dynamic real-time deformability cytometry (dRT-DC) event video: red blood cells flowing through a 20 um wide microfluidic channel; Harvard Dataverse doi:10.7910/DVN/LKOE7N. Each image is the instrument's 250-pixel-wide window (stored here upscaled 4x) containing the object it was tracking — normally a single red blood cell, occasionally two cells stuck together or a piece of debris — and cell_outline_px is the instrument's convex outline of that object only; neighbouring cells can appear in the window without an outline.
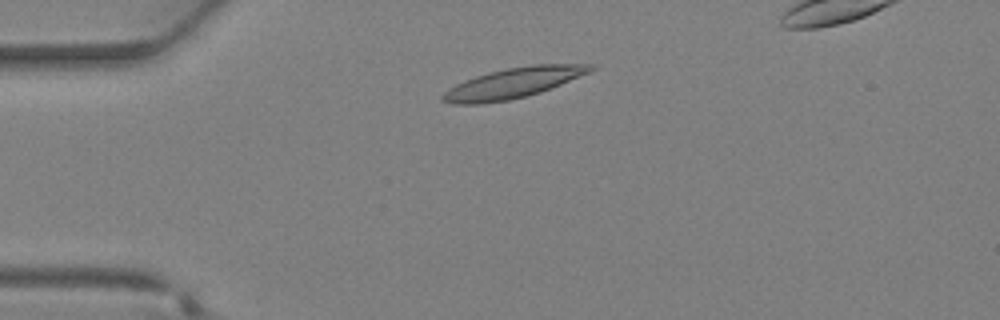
{"species": "Egyptian fruit bat (a non-hibernating species)", "species_latin": "Rousettus aegyptiacus", "temperature_condition": "warm", "stored_images_in_passage": 30, "camera_frame_rate_fps": 3000, "um_per_image_px": 0.085, "animal": {"sex": "female"}, "frame": {"image": 1, "passage_image": 3, "time_ms": 0.667, "image_size_px": [1000, 320], "cell_outline_px": [[596, 68], [592, 72], [540, 92], [508, 100], [480, 104], [452, 104], [440, 100], [440, 96], [448, 88], [464, 80], [488, 72], [504, 68], [532, 64], [592, 64]], "centroid_in_image_um": [43.6, 7.04], "position_along_channel_um": 41.4, "area_um2": 26.24}}
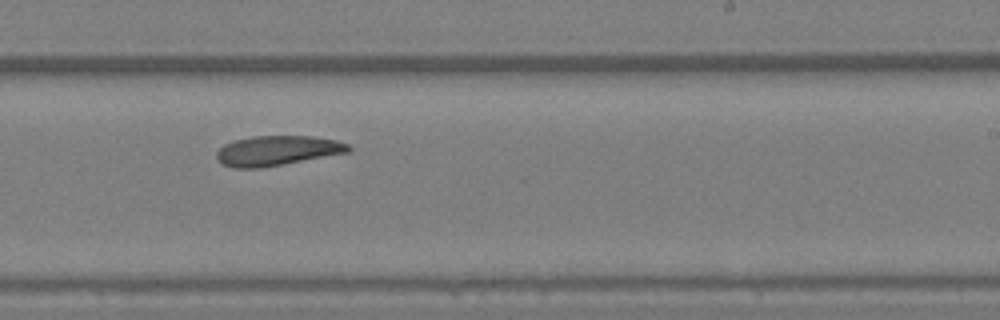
{"frame": {"image": 2, "passage_image": 17, "time_ms": 5.333, "image_size_px": [1000, 320], "cell_outline_px": [[352, 152], [260, 168], [232, 168], [216, 160], [216, 152], [224, 144], [232, 140], [252, 136], [312, 136], [336, 140], [348, 144], [352, 148]], "centroid_in_image_um": [23.56, 12.8], "position_along_channel_um": 265.4, "area_um2": 23.18}}
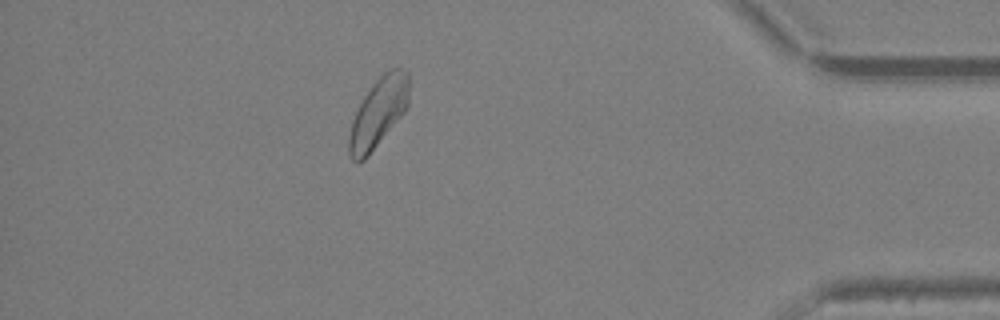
{"frame": {"image": 3, "passage_image": 27, "time_ms": 8.667, "image_size_px": [1000, 320], "cell_outline_px": [[408, 108], [368, 156], [364, 160], [356, 164], [348, 156], [348, 136], [352, 120], [364, 96], [372, 84], [384, 72], [392, 68], [400, 68], [408, 72]], "centroid_in_image_um": [32.14, 9.61], "position_along_channel_um": 403.1, "area_um2": 24.28}}